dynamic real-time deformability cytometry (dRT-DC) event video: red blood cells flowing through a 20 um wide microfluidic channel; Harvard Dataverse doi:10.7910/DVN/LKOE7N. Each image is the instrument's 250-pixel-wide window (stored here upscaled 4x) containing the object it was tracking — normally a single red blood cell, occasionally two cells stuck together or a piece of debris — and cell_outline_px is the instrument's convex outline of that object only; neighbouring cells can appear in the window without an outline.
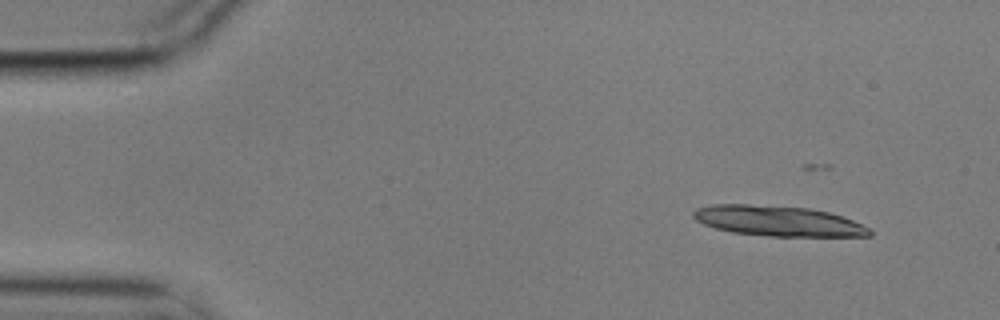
{"species": "common noctule bat (a hibernating species)", "species_latin": "Nyctalus noctula", "temperature_condition": "cold", "stored_images_in_passage": 4, "camera_frame_rate_fps": 3000, "um_per_image_px": 0.085, "animal": {"sex": "male", "body_mass_g": 17.9}, "frame": {"image": 1, "passage_image": 1, "time_ms": 0.0, "image_size_px": [1000, 320], "cell_outline_px": [[872, 236], [768, 236], [732, 232], [716, 228], [704, 224], [696, 220], [692, 216], [692, 212], [696, 208], [712, 204], [748, 204], [808, 208], [828, 212], [852, 220], [872, 228]], "centroid_in_image_um": [66.13, 18.78], "position_along_channel_um": 18.9, "area_um2": 31.1}}